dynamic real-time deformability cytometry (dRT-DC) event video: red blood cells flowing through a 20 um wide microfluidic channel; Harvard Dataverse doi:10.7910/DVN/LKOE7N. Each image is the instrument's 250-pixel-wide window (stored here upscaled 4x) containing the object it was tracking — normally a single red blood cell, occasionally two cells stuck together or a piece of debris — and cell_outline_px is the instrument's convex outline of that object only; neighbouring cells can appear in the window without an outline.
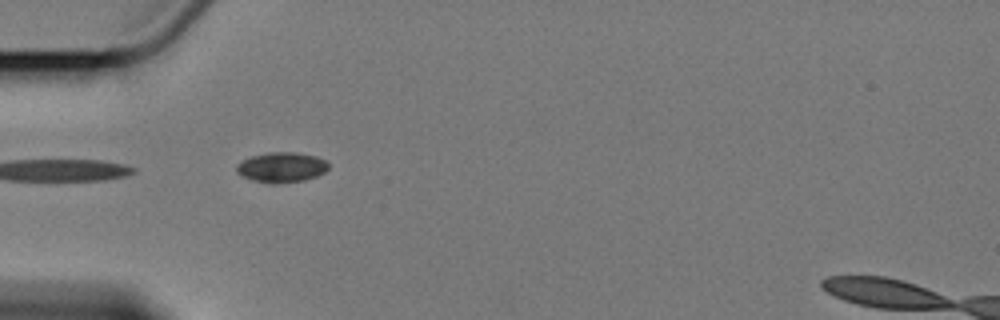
{"species": "Egyptian fruit bat (a non-hibernating species)", "species_latin": "Rousettus aegyptiacus", "temperature_condition": "cold", "stored_images_in_passage": 8, "segment_of_instrument_passage": [2, 2], "camera_frame_rate_fps": 3000, "um_per_image_px": 0.085, "animal": {"sex": "female"}, "frame": {"image": 1, "passage_image": 6, "time_ms": 6.0, "image_size_px": [1000, 320], "cell_outline_px": [[328, 168], [324, 172], [316, 176], [304, 180], [276, 184], [268, 184], [252, 180], [236, 172], [236, 164], [252, 156], [268, 152], [296, 152], [316, 156], [324, 160], [328, 164]], "centroid_in_image_um": [23.92, 14.22], "position_along_channel_um": 61.1, "area_um2": 16.13}}
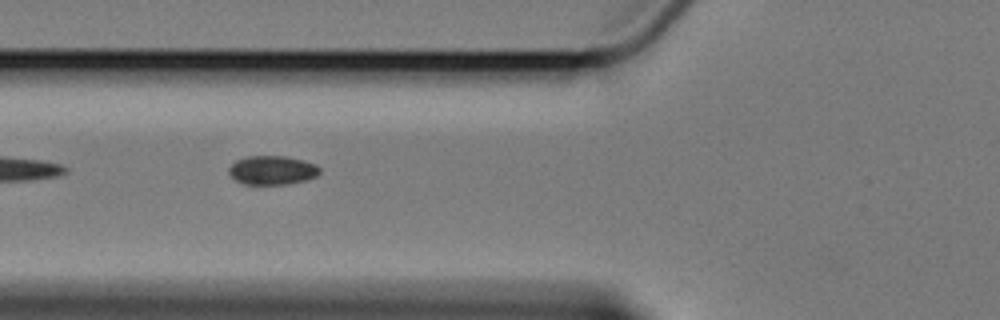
{"frame": {"image": 2, "passage_image": 7, "time_ms": 7.333, "image_size_px": [1000, 320], "cell_outline_px": [[320, 172], [316, 176], [308, 180], [288, 184], [244, 184], [236, 180], [228, 172], [228, 168], [236, 160], [244, 156], [288, 156], [304, 160], [316, 164], [320, 168]], "centroid_in_image_um": [23.16, 14.46], "position_along_channel_um": 102.6, "area_um2": 15.49}}